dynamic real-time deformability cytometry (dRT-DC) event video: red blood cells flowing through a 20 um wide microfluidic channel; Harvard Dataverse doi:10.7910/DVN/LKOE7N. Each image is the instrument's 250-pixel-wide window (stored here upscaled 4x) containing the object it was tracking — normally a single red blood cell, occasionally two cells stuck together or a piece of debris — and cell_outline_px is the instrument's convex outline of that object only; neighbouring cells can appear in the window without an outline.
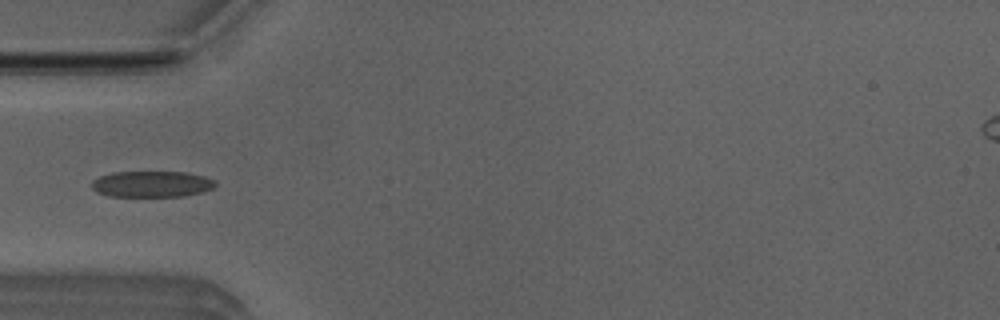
{"species": "Egyptian fruit bat (a non-hibernating species)", "species_latin": "Rousettus aegyptiacus", "temperature_condition": "room temperature", "stored_images_in_passage": 4, "camera_frame_rate_fps": 3000, "um_per_image_px": 0.085, "animal": {"sex": "male"}, "frame": {"image": 1, "passage_image": 4, "time_ms": 1.0, "image_size_px": [1000, 320], "cell_outline_px": [[216, 184], [212, 188], [200, 192], [184, 196], [108, 196], [96, 192], [92, 188], [92, 180], [100, 176], [112, 172], [184, 172], [204, 176], [216, 180]], "centroid_in_image_um": [12.88, 15.64], "position_along_channel_um": 72.1, "area_um2": 18.79}}